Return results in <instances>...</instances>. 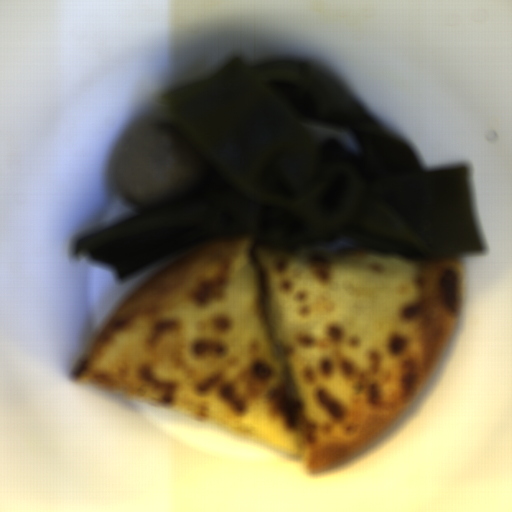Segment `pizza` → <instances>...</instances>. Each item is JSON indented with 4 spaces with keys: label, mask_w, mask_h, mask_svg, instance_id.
<instances>
[{
    "label": "pizza",
    "mask_w": 512,
    "mask_h": 512,
    "mask_svg": "<svg viewBox=\"0 0 512 512\" xmlns=\"http://www.w3.org/2000/svg\"><path fill=\"white\" fill-rule=\"evenodd\" d=\"M464 262L218 239L150 273L70 378L157 402L319 473L406 411L456 325Z\"/></svg>",
    "instance_id": "1"
}]
</instances>
